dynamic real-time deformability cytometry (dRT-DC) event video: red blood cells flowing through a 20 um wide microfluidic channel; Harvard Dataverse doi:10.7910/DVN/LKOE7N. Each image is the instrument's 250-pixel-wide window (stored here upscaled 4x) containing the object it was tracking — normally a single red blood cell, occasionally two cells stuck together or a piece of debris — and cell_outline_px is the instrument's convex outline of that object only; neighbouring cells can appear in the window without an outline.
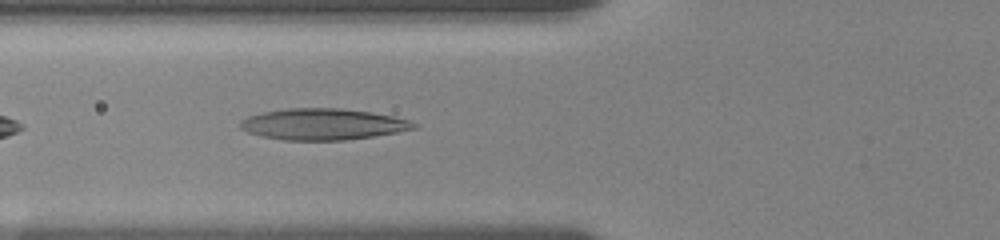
{"species": "human", "species_latin": "Homo sapiens", "temperature_condition": "room temperature", "stored_images_in_passage": 7, "camera_frame_rate_fps": 3000, "um_per_image_px": 0.085, "donor": {"sex": "female"}, "frame": {"image": 1, "passage_image": 7, "time_ms": 6.0, "image_size_px": [1000, 240], "cell_outline_px": [[416, 128], [376, 136], [344, 140], [284, 140], [264, 136], [248, 132], [240, 128], [240, 120], [248, 116], [264, 112], [288, 108], [340, 108], [372, 112], [392, 116], [408, 120], [416, 124]], "centroid_in_image_um": [27.44, 10.55], "position_along_channel_um": 98.4, "area_um2": 31.44}}